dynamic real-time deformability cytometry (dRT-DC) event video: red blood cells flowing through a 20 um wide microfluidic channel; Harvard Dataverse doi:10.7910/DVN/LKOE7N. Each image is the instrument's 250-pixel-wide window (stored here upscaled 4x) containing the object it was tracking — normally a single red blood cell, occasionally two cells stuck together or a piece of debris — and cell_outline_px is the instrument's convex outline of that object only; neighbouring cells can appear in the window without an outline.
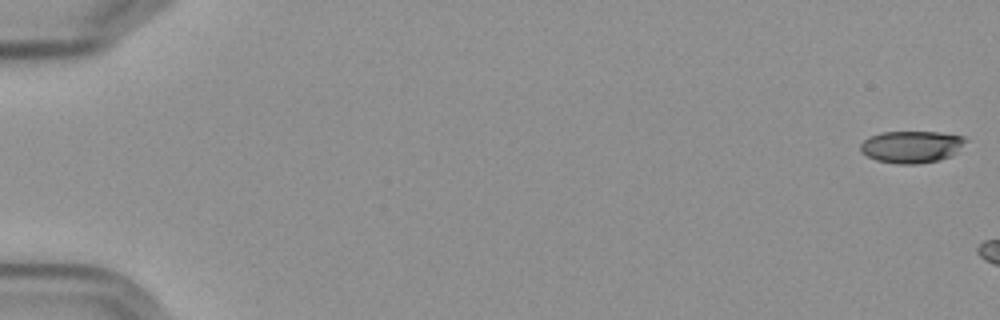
{"species": "Egyptian fruit bat (a non-hibernating species)", "species_latin": "Rousettus aegyptiacus", "temperature_condition": "cold", "stored_images_in_passage": 7, "camera_frame_rate_fps": 3000, "um_per_image_px": 0.085, "frame": {"image": 1, "passage_image": 1, "time_ms": 0.0, "image_size_px": [1000, 320], "cell_outline_px": [[968, 140], [952, 156], [940, 160], [916, 164], [896, 164], [876, 160], [860, 152], [860, 144], [868, 136], [880, 132], [940, 132], [964, 136]], "centroid_in_image_um": [77.47, 12.47], "position_along_channel_um": 7.5, "area_um2": 19.88}}